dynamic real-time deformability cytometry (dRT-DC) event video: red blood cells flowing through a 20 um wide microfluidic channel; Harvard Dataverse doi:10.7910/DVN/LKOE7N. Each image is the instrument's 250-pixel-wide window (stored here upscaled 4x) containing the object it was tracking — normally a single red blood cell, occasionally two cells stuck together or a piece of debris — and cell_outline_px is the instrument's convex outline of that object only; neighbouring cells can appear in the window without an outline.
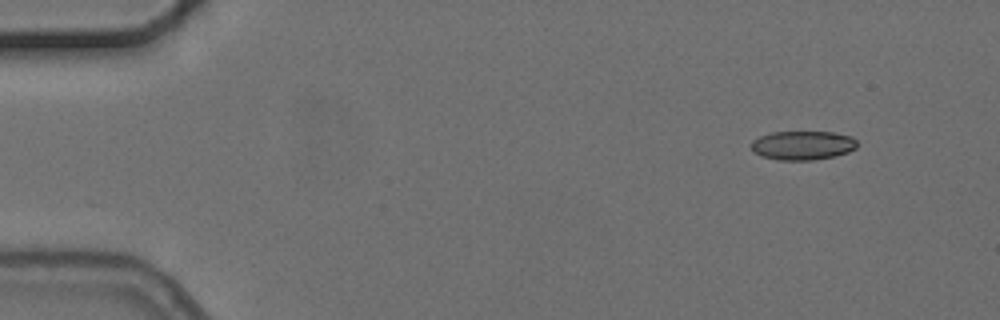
{"species": "common noctule bat (a hibernating species)", "species_latin": "Nyctalus noctula", "temperature_condition": "cold", "stored_images_in_passage": 5, "camera_frame_rate_fps": 3000, "um_per_image_px": 0.085, "animal": {"sex": "female", "body_mass_g": 24.6, "forearm_length_mm": 56.2}, "frame": {"image": 1, "passage_image": 1, "time_ms": 0.0, "image_size_px": [1000, 320], "cell_outline_px": [[856, 148], [848, 152], [836, 156], [816, 160], [776, 160], [760, 156], [748, 144], [752, 140], [760, 136], [772, 132], [832, 132], [852, 136], [856, 140]], "centroid_in_image_um": [68.21, 12.36], "position_along_channel_um": 16.8, "area_um2": 18.09}}
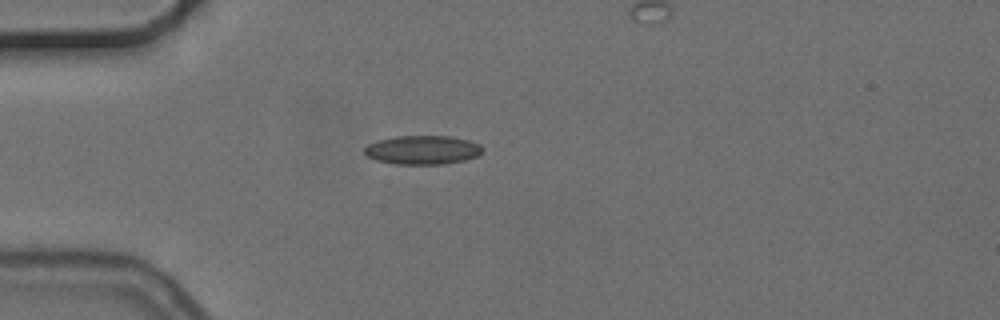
{"frame": {"image": 2, "passage_image": 4, "time_ms": 3.333, "image_size_px": [1000, 320], "cell_outline_px": [[484, 148], [476, 156], [464, 160], [444, 164], [396, 164], [376, 160], [368, 156], [364, 152], [364, 148], [368, 144], [380, 140], [396, 136], [452, 136], [468, 140], [480, 144]], "centroid_in_image_um": [35.93, 12.74], "position_along_channel_um": 49.1, "area_um2": 19.77}}